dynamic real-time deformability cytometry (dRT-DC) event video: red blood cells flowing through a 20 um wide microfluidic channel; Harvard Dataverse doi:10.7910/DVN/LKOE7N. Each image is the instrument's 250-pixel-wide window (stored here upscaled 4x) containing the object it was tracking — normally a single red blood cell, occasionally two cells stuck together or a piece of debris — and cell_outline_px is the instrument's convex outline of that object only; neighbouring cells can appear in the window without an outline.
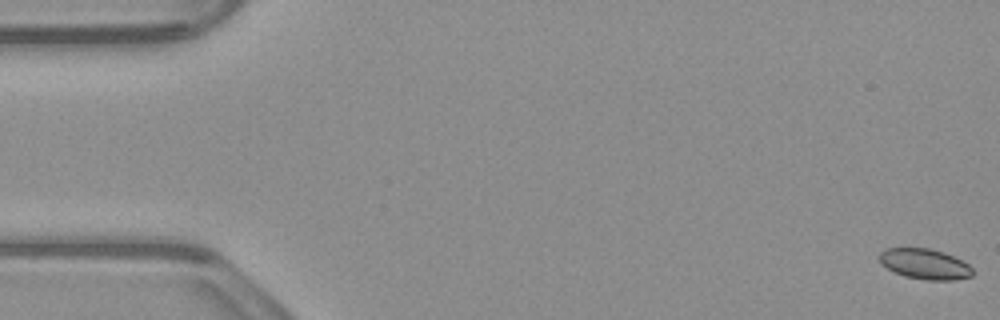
{"species": "common noctule bat (a hibernating species)", "species_latin": "Nyctalus noctula", "temperature_condition": "warm", "stored_images_in_passage": 54, "camera_frame_rate_fps": 3000, "um_per_image_px": 0.085, "animal": {"sex": "male", "body_mass_g": 23.1, "forearm_length_mm": 52.7}, "frame": {"image": 1, "passage_image": 1, "time_ms": 0.0, "image_size_px": [1000, 320], "cell_outline_px": [[972, 276], [956, 280], [924, 280], [904, 276], [880, 264], [876, 256], [884, 248], [928, 248], [944, 252], [968, 264], [972, 268]], "centroid_in_image_um": [78.56, 22.44], "position_along_channel_um": 6.4, "area_um2": 16.65}}
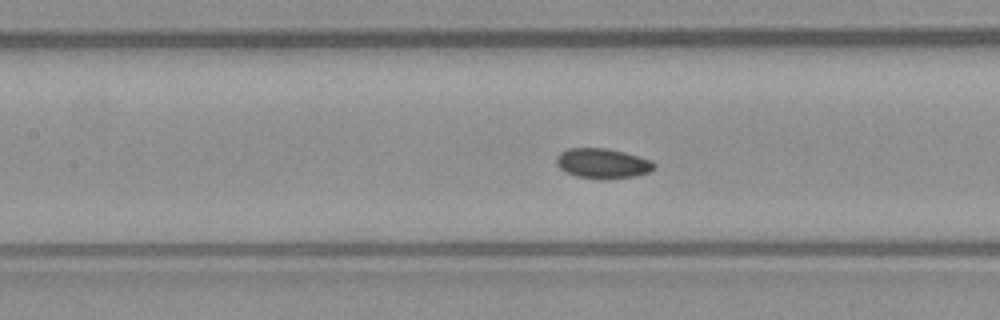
{"frame": {"image": 2, "passage_image": 24, "time_ms": 7.667, "image_size_px": [1000, 320], "cell_outline_px": [[656, 168], [648, 172], [636, 176], [576, 176], [560, 168], [556, 164], [556, 156], [560, 152], [568, 148], [608, 148], [624, 152], [652, 160], [656, 164]], "centroid_in_image_um": [51.23, 13.83], "position_along_channel_um": 156.2, "area_um2": 16.42}}
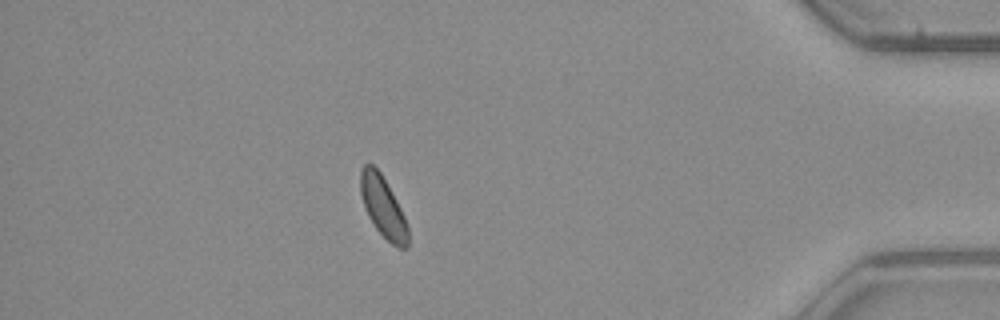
{"frame": {"image": 3, "passage_image": 47, "time_ms": 15.333, "image_size_px": [1000, 320], "cell_outline_px": [[408, 248], [400, 248], [392, 244], [376, 228], [368, 216], [360, 192], [360, 172], [364, 164], [372, 164], [380, 172], [396, 200], [408, 224]], "centroid_in_image_um": [32.56, 17.59], "position_along_channel_um": 402.6, "area_um2": 16.53}}